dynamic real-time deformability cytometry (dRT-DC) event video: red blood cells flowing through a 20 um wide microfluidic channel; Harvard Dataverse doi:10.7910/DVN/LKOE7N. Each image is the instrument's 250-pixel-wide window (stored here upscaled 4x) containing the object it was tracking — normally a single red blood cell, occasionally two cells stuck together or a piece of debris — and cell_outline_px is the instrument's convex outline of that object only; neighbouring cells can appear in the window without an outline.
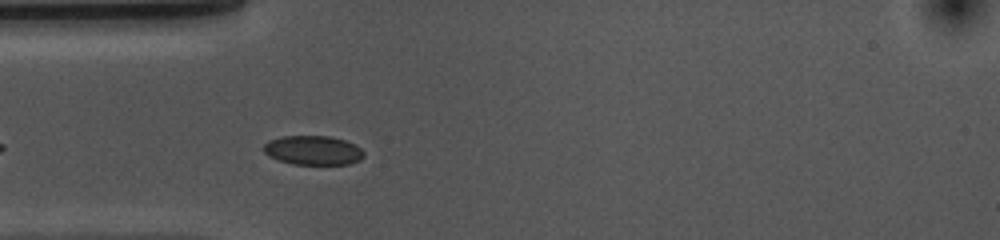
{"species": "common noctule bat (a hibernating species)", "species_latin": "Nyctalus noctula", "temperature_condition": "cold", "stored_images_in_passage": 8, "camera_frame_rate_fps": 3000, "um_per_image_px": 0.085, "animal": {"sex": "female", "body_mass_g": 10.0, "forearm_length_mm": 53.1}, "frame": {"image": 1, "passage_image": 5, "time_ms": 1.333, "image_size_px": [1000, 240], "cell_outline_px": [[364, 156], [360, 160], [348, 164], [292, 164], [268, 156], [264, 152], [264, 144], [268, 140], [284, 136], [332, 136], [356, 144], [364, 152]], "centroid_in_image_um": [26.62, 12.77], "position_along_channel_um": 58.4, "area_um2": 17.11}}